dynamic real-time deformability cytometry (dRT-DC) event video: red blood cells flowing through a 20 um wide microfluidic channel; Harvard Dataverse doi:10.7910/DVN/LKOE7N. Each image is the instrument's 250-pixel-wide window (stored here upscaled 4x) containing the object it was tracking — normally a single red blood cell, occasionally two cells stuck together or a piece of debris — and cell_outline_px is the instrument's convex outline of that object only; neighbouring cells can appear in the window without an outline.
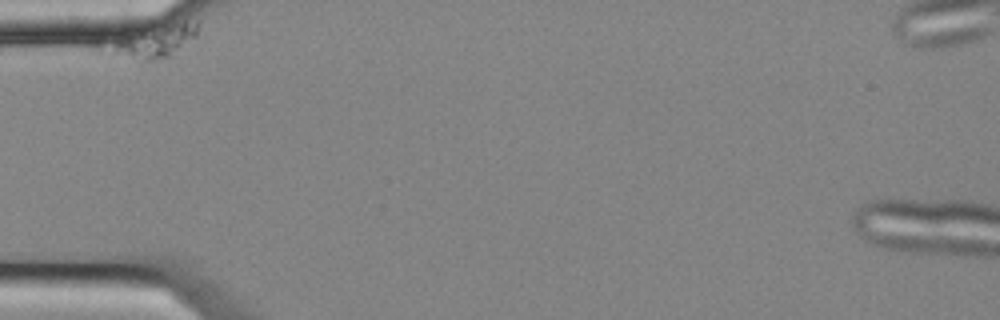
{"species": "common noctule bat (a hibernating species)", "species_latin": "Nyctalus noctula", "temperature_condition": "cold", "stored_images_in_passage": 24, "camera_frame_rate_fps": 3000, "um_per_image_px": 0.085, "animal": {"sex": "female", "body_mass_g": 25.1}, "frame": {"image": 1, "passage_image": 1, "time_ms": 0.0, "image_size_px": [1000, 320], "cell_outline_px": [[196, 32], [172, 56], [152, 60], [144, 60], [108, 56], [100, 52], [96, 48], [96, 44], [164, 24], [184, 20], [196, 24]], "centroid_in_image_um": [12.77, 3.57], "position_along_channel_um": 72.2, "area_um2": 17.34}}